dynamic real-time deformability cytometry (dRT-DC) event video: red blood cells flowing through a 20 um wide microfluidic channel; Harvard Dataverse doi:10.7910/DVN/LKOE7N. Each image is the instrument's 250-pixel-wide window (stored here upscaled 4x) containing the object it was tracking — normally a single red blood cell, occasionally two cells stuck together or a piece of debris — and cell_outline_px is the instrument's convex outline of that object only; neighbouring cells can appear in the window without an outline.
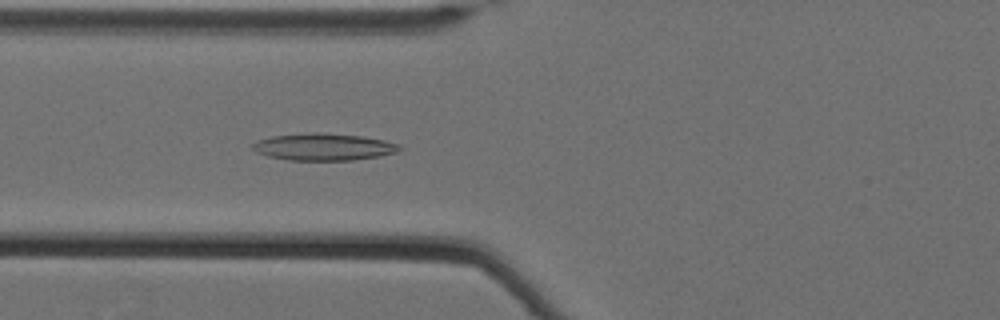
{"species": "Egyptian fruit bat (a non-hibernating species)", "species_latin": "Rousettus aegyptiacus", "temperature_condition": "cold", "stored_images_in_passage": 46, "camera_frame_rate_fps": 3000, "um_per_image_px": 0.085, "animal": {"sex": "female"}, "frame": {"image": 1, "passage_image": 17, "time_ms": 5.333, "image_size_px": [1000, 320], "cell_outline_px": [[404, 148], [396, 152], [380, 156], [352, 160], [288, 160], [268, 156], [256, 152], [252, 148], [252, 144], [256, 140], [272, 136], [312, 132], [316, 132], [360, 136], [384, 140], [400, 144]], "centroid_in_image_um": [27.51, 12.48], "position_along_channel_um": 98.3, "area_um2": 23.18}}
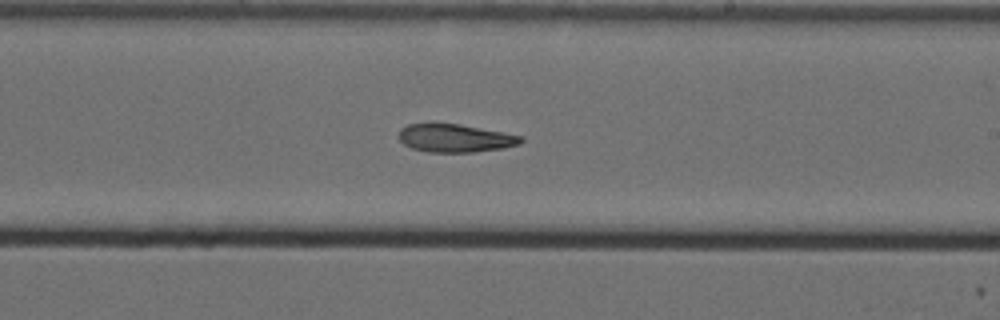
{"frame": {"image": 2, "passage_image": 30, "time_ms": 9.667, "image_size_px": [1000, 320], "cell_outline_px": [[524, 140], [520, 144], [500, 148], [476, 152], [428, 152], [412, 148], [404, 144], [400, 140], [400, 128], [408, 124], [432, 120], [460, 124], [524, 136]], "centroid_in_image_um": [38.65, 11.7], "position_along_channel_um": 250.4, "area_um2": 20.58}}
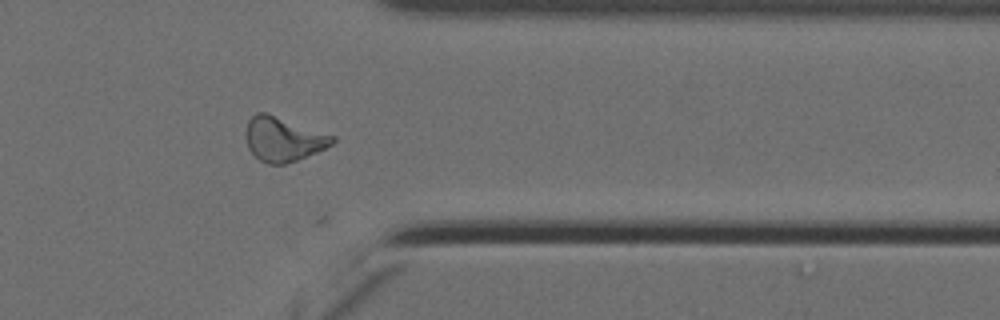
{"frame": {"image": 3, "passage_image": 42, "time_ms": 13.667, "image_size_px": [1000, 320], "cell_outline_px": [[336, 140], [332, 144], [316, 152], [296, 160], [284, 164], [268, 164], [260, 160], [248, 148], [248, 120], [256, 112], [264, 112], [336, 136]], "centroid_in_image_um": [24.11, 11.83], "position_along_channel_um": 387.3, "area_um2": 21.79}}